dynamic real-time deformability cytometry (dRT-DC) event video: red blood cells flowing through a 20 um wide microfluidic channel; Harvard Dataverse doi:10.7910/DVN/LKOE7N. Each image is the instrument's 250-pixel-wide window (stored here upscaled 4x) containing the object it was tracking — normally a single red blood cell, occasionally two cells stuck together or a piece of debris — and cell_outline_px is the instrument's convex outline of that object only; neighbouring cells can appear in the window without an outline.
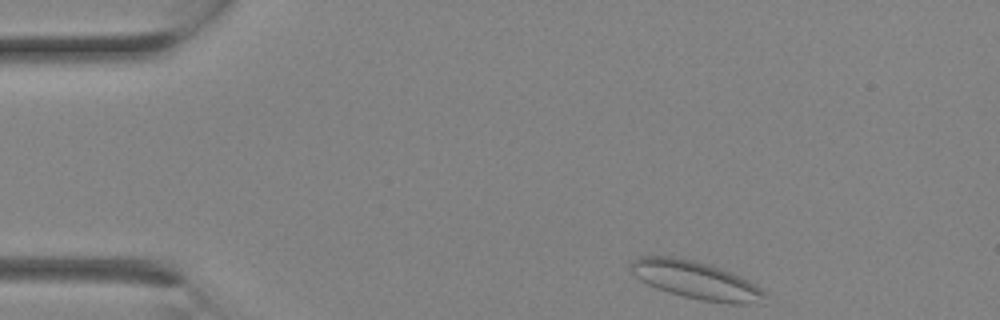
{"species": "Egyptian fruit bat (a non-hibernating species)", "species_latin": "Rousettus aegyptiacus", "temperature_condition": "room temperature", "stored_images_in_passage": 8, "camera_frame_rate_fps": 3000, "um_per_image_px": 0.085, "animal": {"sex": "female"}, "frame": {"image": 1, "passage_image": 1, "time_ms": 0.0, "image_size_px": [1000, 320], "cell_outline_px": [[768, 296], [760, 304], [728, 304], [700, 300], [668, 292], [656, 288], [640, 280], [628, 268], [632, 260], [640, 256], [676, 256], [708, 264], [720, 268], [740, 276], [756, 284], [768, 292]], "centroid_in_image_um": [59.2, 23.83], "position_along_channel_um": 25.8, "area_um2": 29.94}}
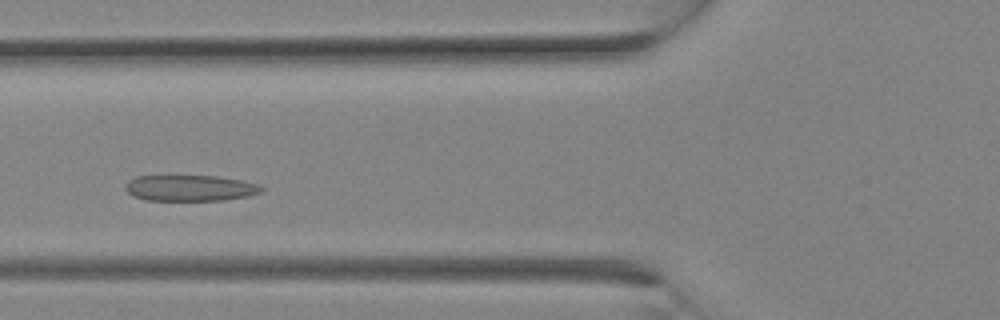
{"frame": {"image": 2, "passage_image": 7, "time_ms": 2.0, "image_size_px": [1000, 320], "cell_outline_px": [[264, 188], [260, 192], [248, 196], [224, 200], [144, 200], [132, 196], [124, 188], [128, 180], [136, 176], [216, 176], [240, 180], [256, 184]], "centroid_in_image_um": [16.11, 15.98], "position_along_channel_um": 109.7, "area_um2": 20.52}}